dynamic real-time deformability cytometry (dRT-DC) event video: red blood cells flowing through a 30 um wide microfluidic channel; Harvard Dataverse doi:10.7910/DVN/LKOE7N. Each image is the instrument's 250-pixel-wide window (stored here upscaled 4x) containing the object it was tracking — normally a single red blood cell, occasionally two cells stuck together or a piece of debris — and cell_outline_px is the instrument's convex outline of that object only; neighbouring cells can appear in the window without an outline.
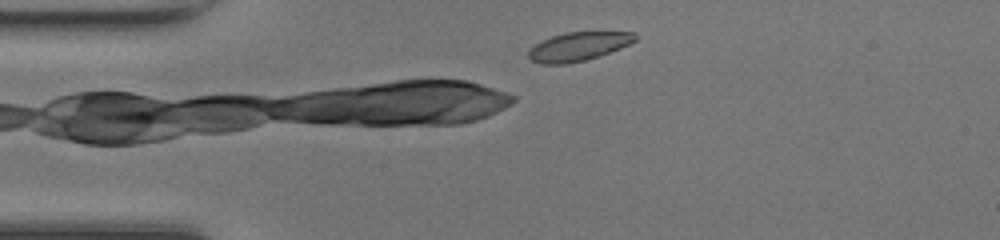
{"species": "common noctule bat (a hibernating species)", "species_latin": "Nyctalus noctula", "temperature_condition": "room temperature", "stored_images_in_passage": 2, "camera_frame_rate_fps": 3000, "um_per_image_px": 0.085, "animal": {"sex": "female", "body_mass_g": 17.0, "forearm_length_mm": 48.0}, "frame": {"image": 1, "passage_image": 2, "time_ms": 0.333, "image_size_px": [1000, 240], "cell_outline_px": [[636, 40], [620, 48], [600, 56], [584, 60], [564, 64], [540, 64], [532, 60], [528, 56], [528, 52], [536, 44], [552, 36], [564, 32], [636, 32]], "centroid_in_image_um": [49.17, 3.95], "position_along_channel_um": 35.8, "area_um2": 17.63}}